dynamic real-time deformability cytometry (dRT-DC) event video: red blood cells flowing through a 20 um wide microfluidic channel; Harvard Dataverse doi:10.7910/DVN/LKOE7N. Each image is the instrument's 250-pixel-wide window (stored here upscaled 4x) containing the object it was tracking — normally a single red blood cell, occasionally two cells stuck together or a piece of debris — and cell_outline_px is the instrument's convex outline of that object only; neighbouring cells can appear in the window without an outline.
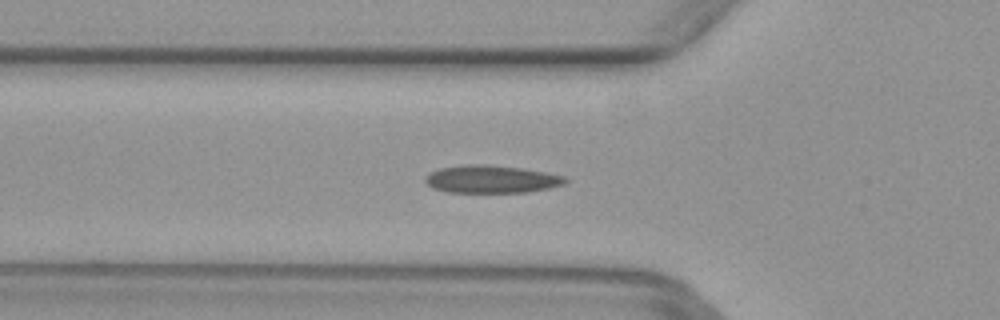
{"species": "common noctule bat (a hibernating species)", "species_latin": "Nyctalus noctula", "temperature_condition": "warm", "stored_images_in_passage": 20, "camera_frame_rate_fps": 3000, "um_per_image_px": 0.085, "animal": {"sex": "female", "body_mass_g": 29.2, "forearm_length_mm": 56.3}, "frame": {"image": 1, "passage_image": 4, "time_ms": 1.0, "image_size_px": [1000, 320], "cell_outline_px": [[568, 180], [564, 184], [548, 188], [528, 192], [448, 192], [432, 188], [424, 180], [424, 176], [440, 168], [468, 164], [484, 164], [520, 168], [544, 172], [564, 176]], "centroid_in_image_um": [41.75, 15.23], "position_along_channel_um": 84.1, "area_um2": 22.43}}